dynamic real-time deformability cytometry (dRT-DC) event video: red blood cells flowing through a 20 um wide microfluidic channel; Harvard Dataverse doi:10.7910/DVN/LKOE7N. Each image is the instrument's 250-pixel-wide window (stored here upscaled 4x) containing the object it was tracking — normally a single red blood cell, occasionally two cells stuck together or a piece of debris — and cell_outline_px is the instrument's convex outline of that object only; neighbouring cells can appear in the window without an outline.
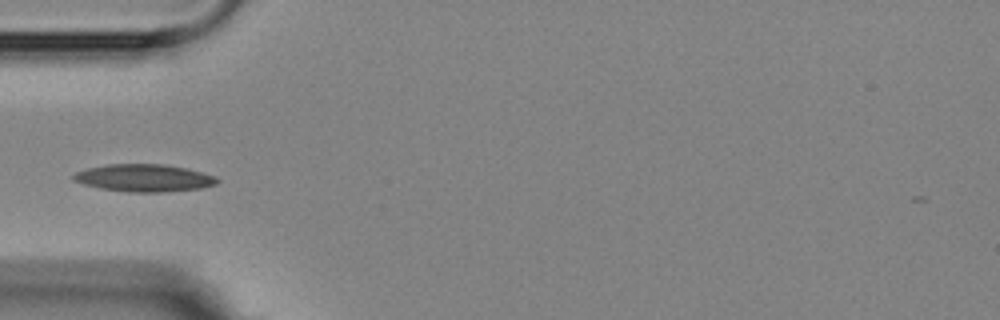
{"species": "Egyptian fruit bat (a non-hibernating species)", "species_latin": "Rousettus aegyptiacus", "temperature_condition": "room temperature", "stored_images_in_passage": 9, "camera_frame_rate_fps": 3000, "um_per_image_px": 0.085, "animal": {"sex": "female"}, "frame": {"image": 1, "passage_image": 4, "time_ms": 4.333, "image_size_px": [1000, 320], "cell_outline_px": [[220, 180], [216, 184], [200, 188], [164, 192], [128, 192], [100, 188], [84, 184], [72, 180], [72, 176], [76, 172], [88, 168], [108, 164], [164, 164], [188, 168], [216, 176]], "centroid_in_image_um": [12.26, 15.12], "position_along_channel_um": 72.7, "area_um2": 23.0}}
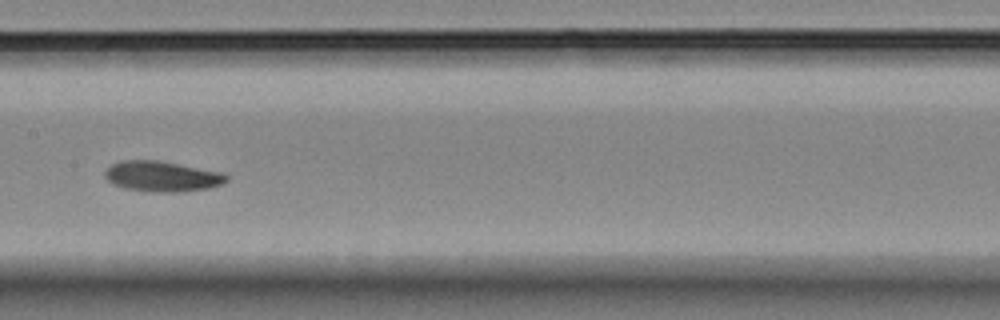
{"frame": {"image": 2, "passage_image": 7, "time_ms": 7.667, "image_size_px": [1000, 320], "cell_outline_px": [[228, 180], [220, 184], [208, 188], [184, 192], [148, 192], [124, 188], [112, 184], [104, 176], [104, 172], [112, 164], [120, 160], [156, 160], [220, 172], [228, 176]], "centroid_in_image_um": [13.72, 15.0], "position_along_channel_um": 193.7, "area_um2": 21.5}}
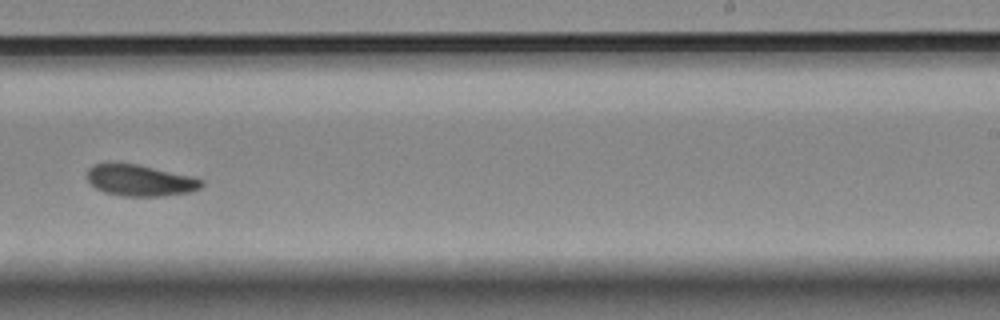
{"frame": {"image": 3, "passage_image": 9, "time_ms": 10.0, "image_size_px": [1000, 320], "cell_outline_px": [[204, 184], [200, 188], [192, 192], [164, 196], [120, 196], [104, 192], [96, 188], [88, 180], [88, 168], [96, 164], [136, 164], [192, 176], [204, 180]], "centroid_in_image_um": [11.96, 15.36], "position_along_channel_um": 277.0, "area_um2": 20.75}}